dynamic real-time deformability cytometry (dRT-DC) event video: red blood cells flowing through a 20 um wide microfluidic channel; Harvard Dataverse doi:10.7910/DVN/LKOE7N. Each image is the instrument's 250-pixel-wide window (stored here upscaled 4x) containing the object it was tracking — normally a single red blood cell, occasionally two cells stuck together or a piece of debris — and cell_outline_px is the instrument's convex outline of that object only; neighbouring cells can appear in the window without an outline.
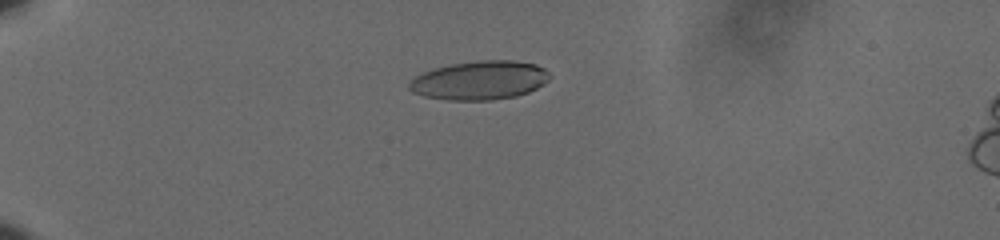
{"species": "human", "species_latin": "Homo sapiens", "temperature_condition": "cold", "stored_images_in_passage": 49, "camera_frame_rate_fps": 3000, "um_per_image_px": 0.085, "donor": {"sex": "male"}, "frame": {"image": 1, "passage_image": 7, "time_ms": 2.0, "image_size_px": [1000, 240], "cell_outline_px": [[552, 76], [544, 84], [528, 92], [516, 96], [492, 100], [448, 100], [424, 96], [412, 92], [408, 88], [408, 84], [416, 76], [432, 68], [452, 64], [480, 60], [512, 60], [536, 64], [544, 68]], "centroid_in_image_um": [40.78, 6.82], "position_along_channel_um": 44.2, "area_um2": 31.85}}
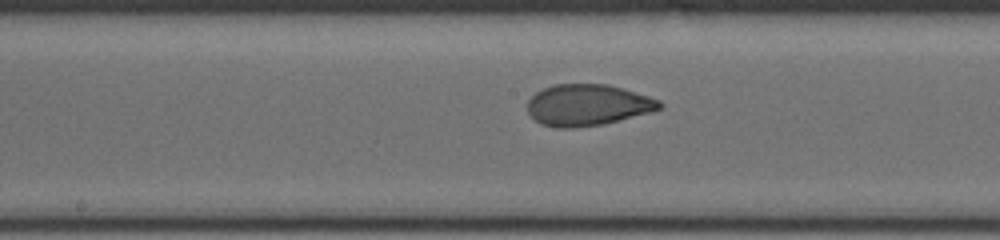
{"frame": {"image": 2, "passage_image": 24, "time_ms": 7.667, "image_size_px": [1000, 240], "cell_outline_px": [[664, 108], [604, 124], [576, 128], [556, 128], [540, 124], [528, 112], [528, 100], [536, 92], [552, 84], [608, 84], [648, 96], [660, 100], [664, 104]], "centroid_in_image_um": [49.95, 8.93], "position_along_channel_um": 198.3, "area_um2": 31.91}}
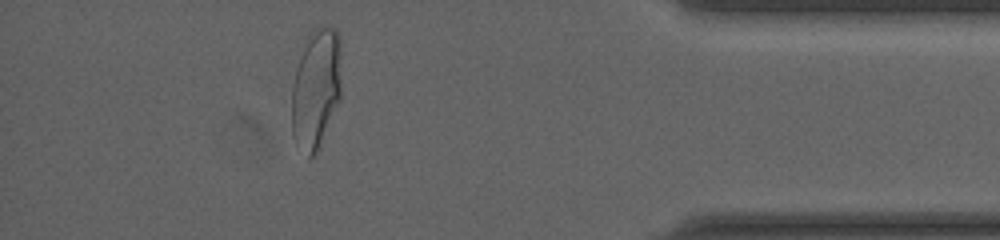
{"frame": {"image": 3, "passage_image": 44, "time_ms": 14.333, "image_size_px": [1000, 240], "cell_outline_px": [[340, 100], [316, 152], [308, 160], [296, 144], [292, 136], [292, 88], [296, 68], [308, 32], [312, 28], [320, 24], [336, 28], [340, 36]], "centroid_in_image_um": [26.85, 7.48], "position_along_channel_um": 408.3, "area_um2": 35.2}, "authors_computed_cell_mechanics": {"area_um2": 31.8478, "velocity_mm_per_s": 3.6224, "shape_relaxation_time_tau1_ms": 5.0062, "shape_relaxation_time_tau2_ms": 0.8066, "deformation_change_tau1": 0.166, "deformation_change_tau2": 0.0604}}